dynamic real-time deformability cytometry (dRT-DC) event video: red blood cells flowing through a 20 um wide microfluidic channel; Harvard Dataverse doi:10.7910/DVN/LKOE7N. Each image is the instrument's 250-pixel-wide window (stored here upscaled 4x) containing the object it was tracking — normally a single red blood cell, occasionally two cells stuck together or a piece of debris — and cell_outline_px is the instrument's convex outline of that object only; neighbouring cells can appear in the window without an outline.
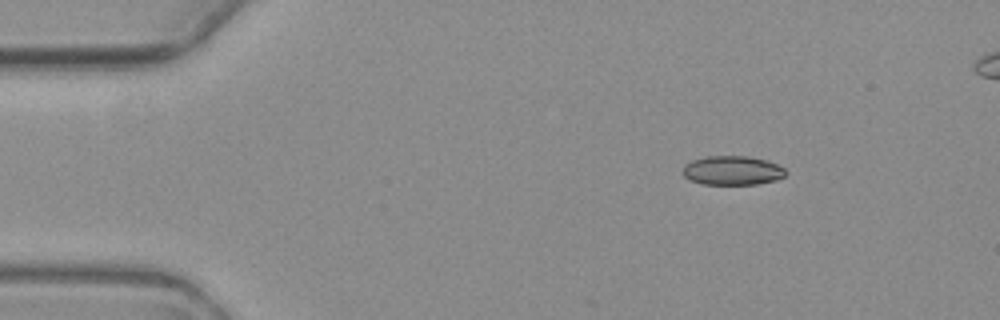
{"species": "common noctule bat (a hibernating species)", "species_latin": "Nyctalus noctula", "temperature_condition": "warm", "stored_images_in_passage": 6, "camera_frame_rate_fps": 3000, "um_per_image_px": 0.085, "animal": {"sex": "female", "body_mass_g": 19.3, "forearm_length_mm": 54.1}, "frame": {"image": 1, "passage_image": 2, "time_ms": 1.333, "image_size_px": [1000, 320], "cell_outline_px": [[788, 172], [784, 176], [776, 180], [756, 184], [704, 184], [688, 180], [684, 176], [684, 164], [692, 160], [708, 156], [748, 156], [768, 160], [784, 168]], "centroid_in_image_um": [62.26, 14.49], "position_along_channel_um": 22.7, "area_um2": 17.51}}
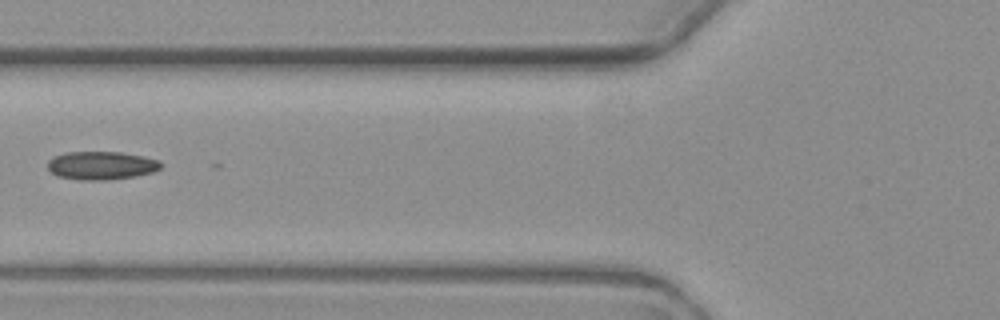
{"frame": {"image": 2, "passage_image": 5, "time_ms": 6.0, "image_size_px": [1000, 320], "cell_outline_px": [[164, 164], [160, 168], [152, 172], [136, 176], [108, 180], [80, 180], [56, 176], [48, 168], [48, 160], [52, 156], [64, 152], [120, 152], [144, 156], [160, 160]], "centroid_in_image_um": [8.61, 14.06], "position_along_channel_um": 117.2, "area_um2": 18.9}}